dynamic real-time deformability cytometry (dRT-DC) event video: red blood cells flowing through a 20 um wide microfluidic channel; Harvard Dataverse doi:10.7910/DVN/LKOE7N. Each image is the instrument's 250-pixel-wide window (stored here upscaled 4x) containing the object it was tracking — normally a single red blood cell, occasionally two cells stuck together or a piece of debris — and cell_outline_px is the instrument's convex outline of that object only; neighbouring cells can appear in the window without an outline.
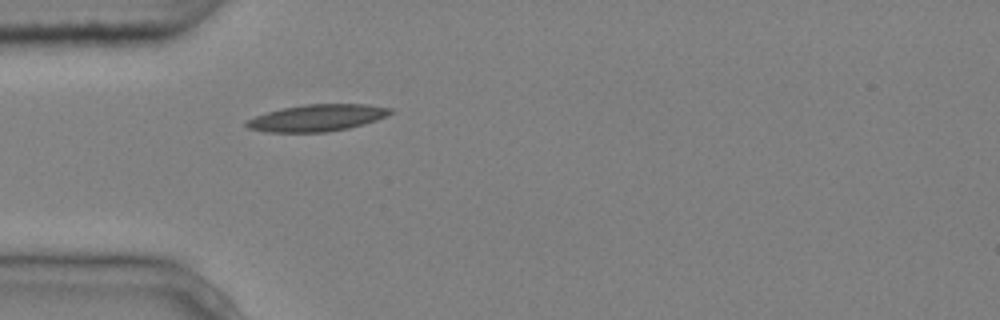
{"species": "common noctule bat (a hibernating species)", "species_latin": "Nyctalus noctula", "temperature_condition": "cold", "stored_images_in_passage": 4, "camera_frame_rate_fps": 3000, "um_per_image_px": 0.085, "animal": {"sex": "male", "body_mass_g": 20.4}, "frame": {"image": 1, "passage_image": 4, "time_ms": 1.0, "image_size_px": [1000, 320], "cell_outline_px": [[396, 112], [388, 116], [376, 120], [348, 128], [328, 132], [264, 132], [248, 128], [244, 124], [244, 120], [280, 108], [304, 104], [368, 104], [392, 108]], "centroid_in_image_um": [26.96, 10.01], "position_along_channel_um": 58.0, "area_um2": 22.72}}